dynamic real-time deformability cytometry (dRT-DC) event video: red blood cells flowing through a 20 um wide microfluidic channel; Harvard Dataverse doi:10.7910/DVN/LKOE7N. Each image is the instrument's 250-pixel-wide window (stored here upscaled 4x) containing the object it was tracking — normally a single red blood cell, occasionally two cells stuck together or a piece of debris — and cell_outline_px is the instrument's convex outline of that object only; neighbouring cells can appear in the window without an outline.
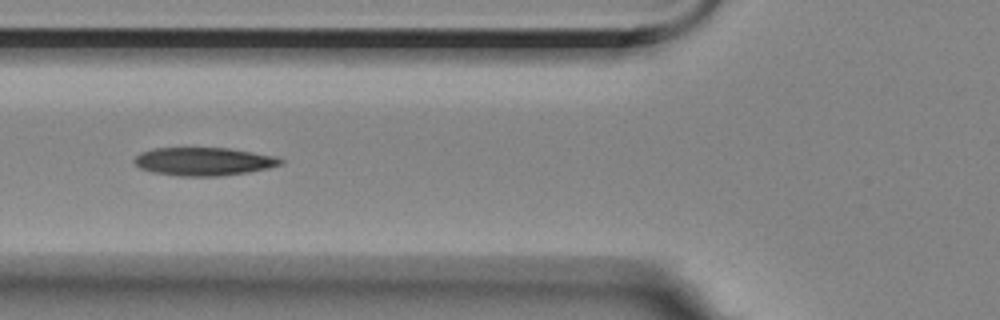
{"species": "Egyptian fruit bat (a non-hibernating species)", "species_latin": "Rousettus aegyptiacus", "temperature_condition": "room temperature", "stored_images_in_passage": 17, "camera_frame_rate_fps": 3000, "um_per_image_px": 0.085, "animal": {"sex": "female"}, "frame": {"image": 1, "passage_image": 8, "time_ms": 2.333, "image_size_px": [1000, 320], "cell_outline_px": [[284, 164], [268, 168], [248, 172], [220, 176], [180, 176], [152, 172], [140, 168], [132, 160], [140, 152], [152, 148], [228, 148], [276, 156], [284, 160]], "centroid_in_image_um": [17.32, 13.72], "position_along_channel_um": 108.5, "area_um2": 24.1}}